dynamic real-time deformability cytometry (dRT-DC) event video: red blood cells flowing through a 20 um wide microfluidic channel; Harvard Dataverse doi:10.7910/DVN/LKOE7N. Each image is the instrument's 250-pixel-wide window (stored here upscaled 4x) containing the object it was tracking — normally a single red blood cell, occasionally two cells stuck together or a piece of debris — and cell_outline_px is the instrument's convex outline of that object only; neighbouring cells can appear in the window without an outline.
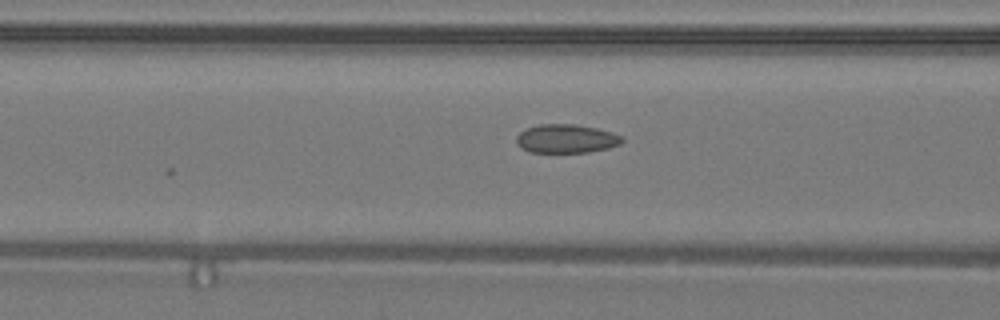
{"species": "common noctule bat (a hibernating species)", "species_latin": "Nyctalus noctula", "temperature_condition": "warm", "stored_images_in_passage": 6, "camera_frame_rate_fps": 3000, "um_per_image_px": 0.085, "animal": {"sex": "male", "body_mass_g": 19.2, "forearm_length_mm": 51.8}, "frame": {"image": 1, "passage_image": 6, "time_ms": 1.667, "image_size_px": [1000, 320], "cell_outline_px": [[624, 140], [620, 144], [608, 148], [588, 152], [528, 152], [520, 148], [516, 144], [516, 136], [524, 128], [536, 124], [576, 124], [596, 128], [612, 132], [624, 136]], "centroid_in_image_um": [48.1, 11.78], "position_along_channel_um": 118.5, "area_um2": 17.98}}